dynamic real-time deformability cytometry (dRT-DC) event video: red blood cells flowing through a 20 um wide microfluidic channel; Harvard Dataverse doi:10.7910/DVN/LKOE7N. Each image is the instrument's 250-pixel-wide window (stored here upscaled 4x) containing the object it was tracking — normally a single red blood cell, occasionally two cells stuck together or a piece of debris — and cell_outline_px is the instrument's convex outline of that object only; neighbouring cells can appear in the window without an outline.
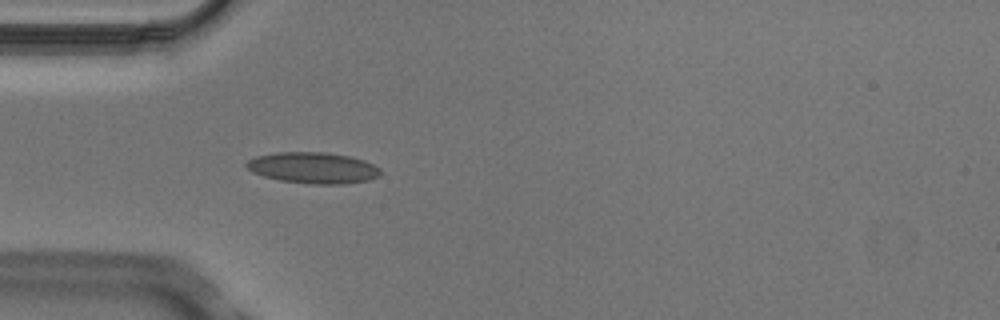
{"species": "Egyptian fruit bat (a non-hibernating species)", "species_latin": "Rousettus aegyptiacus", "temperature_condition": "cold", "stored_images_in_passage": 4, "camera_frame_rate_fps": 3000, "um_per_image_px": 0.085, "animal": {"sex": "male"}, "frame": {"image": 1, "passage_image": 4, "time_ms": 1.0, "image_size_px": [1000, 320], "cell_outline_px": [[380, 176], [368, 180], [344, 184], [308, 184], [280, 180], [264, 176], [252, 172], [244, 164], [248, 160], [256, 156], [276, 152], [324, 152], [348, 156], [364, 160], [380, 168]], "centroid_in_image_um": [26.6, 14.27], "position_along_channel_um": 58.4, "area_um2": 24.33}}